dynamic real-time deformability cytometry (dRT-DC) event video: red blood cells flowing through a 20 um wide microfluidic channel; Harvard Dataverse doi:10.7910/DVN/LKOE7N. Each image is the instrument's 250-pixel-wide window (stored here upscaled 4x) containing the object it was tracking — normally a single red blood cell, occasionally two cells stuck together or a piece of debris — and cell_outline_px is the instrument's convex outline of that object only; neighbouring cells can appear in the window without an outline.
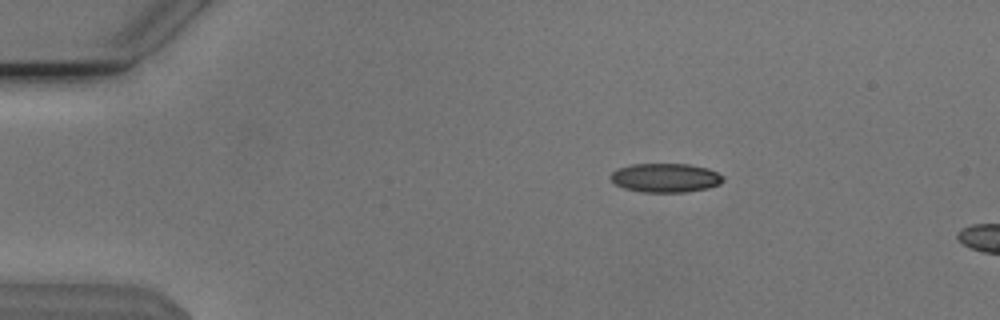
{"species": "Egyptian fruit bat (a non-hibernating species)", "species_latin": "Rousettus aegyptiacus", "temperature_condition": "cold", "stored_images_in_passage": 5, "camera_frame_rate_fps": 3000, "um_per_image_px": 0.085, "animal": {"sex": "male"}, "frame": {"image": 1, "passage_image": 1, "time_ms": 0.0, "image_size_px": [1000, 320], "cell_outline_px": [[724, 180], [720, 184], [708, 188], [684, 192], [644, 192], [624, 188], [616, 184], [612, 180], [612, 172], [616, 168], [632, 164], [688, 164], [708, 168], [724, 176]], "centroid_in_image_um": [56.59, 15.11], "position_along_channel_um": 28.4, "area_um2": 18.96}}